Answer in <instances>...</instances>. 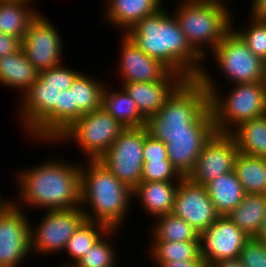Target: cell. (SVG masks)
Wrapping results in <instances>:
<instances>
[{"mask_svg":"<svg viewBox=\"0 0 266 267\" xmlns=\"http://www.w3.org/2000/svg\"><path fill=\"white\" fill-rule=\"evenodd\" d=\"M214 133L163 134L168 158L182 177H189L194 171L203 145Z\"/></svg>","mask_w":266,"mask_h":267,"instance_id":"obj_19","label":"cell"},{"mask_svg":"<svg viewBox=\"0 0 266 267\" xmlns=\"http://www.w3.org/2000/svg\"><path fill=\"white\" fill-rule=\"evenodd\" d=\"M158 267H208L204 258L200 256L195 260H179V261H170L165 263H156Z\"/></svg>","mask_w":266,"mask_h":267,"instance_id":"obj_41","label":"cell"},{"mask_svg":"<svg viewBox=\"0 0 266 267\" xmlns=\"http://www.w3.org/2000/svg\"><path fill=\"white\" fill-rule=\"evenodd\" d=\"M4 200V201H3ZM7 203V200H5L4 198L1 197V194H0V205H4Z\"/></svg>","mask_w":266,"mask_h":267,"instance_id":"obj_47","label":"cell"},{"mask_svg":"<svg viewBox=\"0 0 266 267\" xmlns=\"http://www.w3.org/2000/svg\"><path fill=\"white\" fill-rule=\"evenodd\" d=\"M251 16L258 19H266V0H252Z\"/></svg>","mask_w":266,"mask_h":267,"instance_id":"obj_42","label":"cell"},{"mask_svg":"<svg viewBox=\"0 0 266 267\" xmlns=\"http://www.w3.org/2000/svg\"><path fill=\"white\" fill-rule=\"evenodd\" d=\"M61 41L57 28L39 12L21 40V48L30 63L40 72L62 64Z\"/></svg>","mask_w":266,"mask_h":267,"instance_id":"obj_13","label":"cell"},{"mask_svg":"<svg viewBox=\"0 0 266 267\" xmlns=\"http://www.w3.org/2000/svg\"><path fill=\"white\" fill-rule=\"evenodd\" d=\"M107 90L102 94V109L116 119L124 128L146 126V119L141 115L134 100L122 88L120 91Z\"/></svg>","mask_w":266,"mask_h":267,"instance_id":"obj_26","label":"cell"},{"mask_svg":"<svg viewBox=\"0 0 266 267\" xmlns=\"http://www.w3.org/2000/svg\"><path fill=\"white\" fill-rule=\"evenodd\" d=\"M217 67L230 83L263 82L265 61L255 55L231 30L212 51Z\"/></svg>","mask_w":266,"mask_h":267,"instance_id":"obj_10","label":"cell"},{"mask_svg":"<svg viewBox=\"0 0 266 267\" xmlns=\"http://www.w3.org/2000/svg\"><path fill=\"white\" fill-rule=\"evenodd\" d=\"M39 73L22 48L11 55L0 57V83L19 88L22 94L38 80Z\"/></svg>","mask_w":266,"mask_h":267,"instance_id":"obj_23","label":"cell"},{"mask_svg":"<svg viewBox=\"0 0 266 267\" xmlns=\"http://www.w3.org/2000/svg\"><path fill=\"white\" fill-rule=\"evenodd\" d=\"M229 134L238 152L266 158V114L239 124Z\"/></svg>","mask_w":266,"mask_h":267,"instance_id":"obj_27","label":"cell"},{"mask_svg":"<svg viewBox=\"0 0 266 267\" xmlns=\"http://www.w3.org/2000/svg\"><path fill=\"white\" fill-rule=\"evenodd\" d=\"M173 15L192 49L204 60L205 46L212 51L232 30L231 12L225 4L184 0Z\"/></svg>","mask_w":266,"mask_h":267,"instance_id":"obj_6","label":"cell"},{"mask_svg":"<svg viewBox=\"0 0 266 267\" xmlns=\"http://www.w3.org/2000/svg\"><path fill=\"white\" fill-rule=\"evenodd\" d=\"M20 117L24 128L32 138L48 140L58 139V98L59 89L45 86L38 80L21 97ZM23 106V107H22ZM26 126V127H25Z\"/></svg>","mask_w":266,"mask_h":267,"instance_id":"obj_7","label":"cell"},{"mask_svg":"<svg viewBox=\"0 0 266 267\" xmlns=\"http://www.w3.org/2000/svg\"><path fill=\"white\" fill-rule=\"evenodd\" d=\"M197 79L209 93V107L216 132L230 133L239 124L266 114L263 82L234 84L223 98L205 67Z\"/></svg>","mask_w":266,"mask_h":267,"instance_id":"obj_5","label":"cell"},{"mask_svg":"<svg viewBox=\"0 0 266 267\" xmlns=\"http://www.w3.org/2000/svg\"><path fill=\"white\" fill-rule=\"evenodd\" d=\"M80 167L53 159L21 171L20 199L24 205L44 210L81 207Z\"/></svg>","mask_w":266,"mask_h":267,"instance_id":"obj_2","label":"cell"},{"mask_svg":"<svg viewBox=\"0 0 266 267\" xmlns=\"http://www.w3.org/2000/svg\"><path fill=\"white\" fill-rule=\"evenodd\" d=\"M233 170L246 194H266V158L239 152Z\"/></svg>","mask_w":266,"mask_h":267,"instance_id":"obj_28","label":"cell"},{"mask_svg":"<svg viewBox=\"0 0 266 267\" xmlns=\"http://www.w3.org/2000/svg\"><path fill=\"white\" fill-rule=\"evenodd\" d=\"M182 178L170 160L143 163L141 181H180Z\"/></svg>","mask_w":266,"mask_h":267,"instance_id":"obj_36","label":"cell"},{"mask_svg":"<svg viewBox=\"0 0 266 267\" xmlns=\"http://www.w3.org/2000/svg\"><path fill=\"white\" fill-rule=\"evenodd\" d=\"M109 230L104 224L86 219L67 241L64 251L73 262L66 263L64 267H73Z\"/></svg>","mask_w":266,"mask_h":267,"instance_id":"obj_29","label":"cell"},{"mask_svg":"<svg viewBox=\"0 0 266 267\" xmlns=\"http://www.w3.org/2000/svg\"><path fill=\"white\" fill-rule=\"evenodd\" d=\"M249 238L227 215L219 216L200 233L201 256L208 267L219 260L239 257Z\"/></svg>","mask_w":266,"mask_h":267,"instance_id":"obj_16","label":"cell"},{"mask_svg":"<svg viewBox=\"0 0 266 267\" xmlns=\"http://www.w3.org/2000/svg\"><path fill=\"white\" fill-rule=\"evenodd\" d=\"M82 114L73 106L70 89L59 92L58 98V137L66 131Z\"/></svg>","mask_w":266,"mask_h":267,"instance_id":"obj_37","label":"cell"},{"mask_svg":"<svg viewBox=\"0 0 266 267\" xmlns=\"http://www.w3.org/2000/svg\"><path fill=\"white\" fill-rule=\"evenodd\" d=\"M205 187L220 216L229 214L243 201L246 195L234 170L211 180Z\"/></svg>","mask_w":266,"mask_h":267,"instance_id":"obj_22","label":"cell"},{"mask_svg":"<svg viewBox=\"0 0 266 267\" xmlns=\"http://www.w3.org/2000/svg\"><path fill=\"white\" fill-rule=\"evenodd\" d=\"M255 238L257 240H261L264 243H266V217L264 218L262 225H261V228L258 231V233L256 234Z\"/></svg>","mask_w":266,"mask_h":267,"instance_id":"obj_44","label":"cell"},{"mask_svg":"<svg viewBox=\"0 0 266 267\" xmlns=\"http://www.w3.org/2000/svg\"><path fill=\"white\" fill-rule=\"evenodd\" d=\"M148 133L163 142V134L215 133L209 93L197 79L185 80L163 107L146 120Z\"/></svg>","mask_w":266,"mask_h":267,"instance_id":"obj_3","label":"cell"},{"mask_svg":"<svg viewBox=\"0 0 266 267\" xmlns=\"http://www.w3.org/2000/svg\"><path fill=\"white\" fill-rule=\"evenodd\" d=\"M227 216L246 235L255 237L266 217V194H246Z\"/></svg>","mask_w":266,"mask_h":267,"instance_id":"obj_24","label":"cell"},{"mask_svg":"<svg viewBox=\"0 0 266 267\" xmlns=\"http://www.w3.org/2000/svg\"><path fill=\"white\" fill-rule=\"evenodd\" d=\"M81 74V72L75 71V69H69L63 67L60 64L57 67L42 70L39 73V79L45 86H54L59 89V92L70 89L75 79Z\"/></svg>","mask_w":266,"mask_h":267,"instance_id":"obj_35","label":"cell"},{"mask_svg":"<svg viewBox=\"0 0 266 267\" xmlns=\"http://www.w3.org/2000/svg\"><path fill=\"white\" fill-rule=\"evenodd\" d=\"M105 86L97 80L80 74L70 90L72 92L73 106L83 115L102 107V94Z\"/></svg>","mask_w":266,"mask_h":267,"instance_id":"obj_31","label":"cell"},{"mask_svg":"<svg viewBox=\"0 0 266 267\" xmlns=\"http://www.w3.org/2000/svg\"><path fill=\"white\" fill-rule=\"evenodd\" d=\"M125 128L104 109L84 113L55 141H75L88 160H99ZM90 157V158H89Z\"/></svg>","mask_w":266,"mask_h":267,"instance_id":"obj_8","label":"cell"},{"mask_svg":"<svg viewBox=\"0 0 266 267\" xmlns=\"http://www.w3.org/2000/svg\"><path fill=\"white\" fill-rule=\"evenodd\" d=\"M21 49V39L0 33V57L11 55Z\"/></svg>","mask_w":266,"mask_h":267,"instance_id":"obj_40","label":"cell"},{"mask_svg":"<svg viewBox=\"0 0 266 267\" xmlns=\"http://www.w3.org/2000/svg\"><path fill=\"white\" fill-rule=\"evenodd\" d=\"M250 25L244 31L232 30L242 39L248 48L257 56L266 60V19L250 17Z\"/></svg>","mask_w":266,"mask_h":267,"instance_id":"obj_34","label":"cell"},{"mask_svg":"<svg viewBox=\"0 0 266 267\" xmlns=\"http://www.w3.org/2000/svg\"><path fill=\"white\" fill-rule=\"evenodd\" d=\"M44 215L40 225L30 229L31 251L44 255L63 251L67 241L86 220L81 207L47 210Z\"/></svg>","mask_w":266,"mask_h":267,"instance_id":"obj_11","label":"cell"},{"mask_svg":"<svg viewBox=\"0 0 266 267\" xmlns=\"http://www.w3.org/2000/svg\"><path fill=\"white\" fill-rule=\"evenodd\" d=\"M143 158L144 161L169 160L166 144L148 134L144 140Z\"/></svg>","mask_w":266,"mask_h":267,"instance_id":"obj_39","label":"cell"},{"mask_svg":"<svg viewBox=\"0 0 266 267\" xmlns=\"http://www.w3.org/2000/svg\"><path fill=\"white\" fill-rule=\"evenodd\" d=\"M106 18L111 25L127 33L144 17L155 14L163 5V0H107Z\"/></svg>","mask_w":266,"mask_h":267,"instance_id":"obj_21","label":"cell"},{"mask_svg":"<svg viewBox=\"0 0 266 267\" xmlns=\"http://www.w3.org/2000/svg\"><path fill=\"white\" fill-rule=\"evenodd\" d=\"M87 167H80L81 205L86 219L118 229L129 210L133 190L121 182L99 160H87ZM84 168V169H83ZM87 168V169H85Z\"/></svg>","mask_w":266,"mask_h":267,"instance_id":"obj_4","label":"cell"},{"mask_svg":"<svg viewBox=\"0 0 266 267\" xmlns=\"http://www.w3.org/2000/svg\"><path fill=\"white\" fill-rule=\"evenodd\" d=\"M152 243L149 253L156 263L195 260L201 256L200 241H153Z\"/></svg>","mask_w":266,"mask_h":267,"instance_id":"obj_32","label":"cell"},{"mask_svg":"<svg viewBox=\"0 0 266 267\" xmlns=\"http://www.w3.org/2000/svg\"><path fill=\"white\" fill-rule=\"evenodd\" d=\"M119 74L122 83L154 82L164 79L171 70L160 60L145 54L126 34H122Z\"/></svg>","mask_w":266,"mask_h":267,"instance_id":"obj_17","label":"cell"},{"mask_svg":"<svg viewBox=\"0 0 266 267\" xmlns=\"http://www.w3.org/2000/svg\"><path fill=\"white\" fill-rule=\"evenodd\" d=\"M239 257L245 267H266V243L255 237L249 238Z\"/></svg>","mask_w":266,"mask_h":267,"instance_id":"obj_38","label":"cell"},{"mask_svg":"<svg viewBox=\"0 0 266 267\" xmlns=\"http://www.w3.org/2000/svg\"><path fill=\"white\" fill-rule=\"evenodd\" d=\"M115 231L110 229L104 234L73 267H115V249L107 241Z\"/></svg>","mask_w":266,"mask_h":267,"instance_id":"obj_33","label":"cell"},{"mask_svg":"<svg viewBox=\"0 0 266 267\" xmlns=\"http://www.w3.org/2000/svg\"><path fill=\"white\" fill-rule=\"evenodd\" d=\"M152 241H200V233L185 220L168 213L157 216Z\"/></svg>","mask_w":266,"mask_h":267,"instance_id":"obj_30","label":"cell"},{"mask_svg":"<svg viewBox=\"0 0 266 267\" xmlns=\"http://www.w3.org/2000/svg\"><path fill=\"white\" fill-rule=\"evenodd\" d=\"M263 84H264V90H265V95H266V68H265V73L263 76Z\"/></svg>","mask_w":266,"mask_h":267,"instance_id":"obj_46","label":"cell"},{"mask_svg":"<svg viewBox=\"0 0 266 267\" xmlns=\"http://www.w3.org/2000/svg\"><path fill=\"white\" fill-rule=\"evenodd\" d=\"M238 153L236 142L229 133L215 132L203 145L194 171L189 178L205 186L218 176L233 171Z\"/></svg>","mask_w":266,"mask_h":267,"instance_id":"obj_15","label":"cell"},{"mask_svg":"<svg viewBox=\"0 0 266 267\" xmlns=\"http://www.w3.org/2000/svg\"><path fill=\"white\" fill-rule=\"evenodd\" d=\"M178 185L179 181H141L133 189L132 196L138 197L148 215L156 218L172 213Z\"/></svg>","mask_w":266,"mask_h":267,"instance_id":"obj_20","label":"cell"},{"mask_svg":"<svg viewBox=\"0 0 266 267\" xmlns=\"http://www.w3.org/2000/svg\"><path fill=\"white\" fill-rule=\"evenodd\" d=\"M210 267H245V266H243L240 257H235V258L219 260Z\"/></svg>","mask_w":266,"mask_h":267,"instance_id":"obj_43","label":"cell"},{"mask_svg":"<svg viewBox=\"0 0 266 267\" xmlns=\"http://www.w3.org/2000/svg\"><path fill=\"white\" fill-rule=\"evenodd\" d=\"M15 203L0 207V267H18L31 252L32 225Z\"/></svg>","mask_w":266,"mask_h":267,"instance_id":"obj_12","label":"cell"},{"mask_svg":"<svg viewBox=\"0 0 266 267\" xmlns=\"http://www.w3.org/2000/svg\"><path fill=\"white\" fill-rule=\"evenodd\" d=\"M125 34L145 54L160 60L186 80L198 78L204 68L200 64L203 59L187 42L177 18L163 7L144 17Z\"/></svg>","mask_w":266,"mask_h":267,"instance_id":"obj_1","label":"cell"},{"mask_svg":"<svg viewBox=\"0 0 266 267\" xmlns=\"http://www.w3.org/2000/svg\"><path fill=\"white\" fill-rule=\"evenodd\" d=\"M27 1L31 2V0H0V33L23 39L30 23L39 14L30 8V3Z\"/></svg>","mask_w":266,"mask_h":267,"instance_id":"obj_25","label":"cell"},{"mask_svg":"<svg viewBox=\"0 0 266 267\" xmlns=\"http://www.w3.org/2000/svg\"><path fill=\"white\" fill-rule=\"evenodd\" d=\"M146 126L125 128L99 161L132 190L141 182Z\"/></svg>","mask_w":266,"mask_h":267,"instance_id":"obj_9","label":"cell"},{"mask_svg":"<svg viewBox=\"0 0 266 267\" xmlns=\"http://www.w3.org/2000/svg\"><path fill=\"white\" fill-rule=\"evenodd\" d=\"M190 1L216 2V3H220V4H225L223 2L224 0H190Z\"/></svg>","mask_w":266,"mask_h":267,"instance_id":"obj_45","label":"cell"},{"mask_svg":"<svg viewBox=\"0 0 266 267\" xmlns=\"http://www.w3.org/2000/svg\"><path fill=\"white\" fill-rule=\"evenodd\" d=\"M172 213L196 229L206 230L220 216L204 185L193 182L189 177L179 181Z\"/></svg>","mask_w":266,"mask_h":267,"instance_id":"obj_14","label":"cell"},{"mask_svg":"<svg viewBox=\"0 0 266 267\" xmlns=\"http://www.w3.org/2000/svg\"><path fill=\"white\" fill-rule=\"evenodd\" d=\"M185 80L182 75L171 71L164 79L154 82H126L122 84V88L134 100L137 109L147 120L163 107Z\"/></svg>","mask_w":266,"mask_h":267,"instance_id":"obj_18","label":"cell"}]
</instances>
